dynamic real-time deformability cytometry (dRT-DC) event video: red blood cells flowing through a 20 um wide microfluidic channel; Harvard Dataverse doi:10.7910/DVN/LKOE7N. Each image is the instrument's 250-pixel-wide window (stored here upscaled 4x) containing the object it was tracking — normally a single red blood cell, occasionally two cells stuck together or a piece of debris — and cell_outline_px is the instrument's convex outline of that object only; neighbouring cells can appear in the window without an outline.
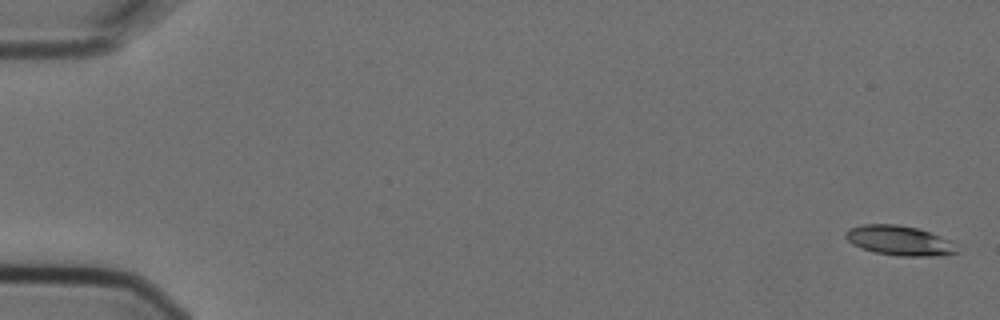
{"species": "Egyptian fruit bat (a non-hibernating species)", "species_latin": "Rousettus aegyptiacus", "temperature_condition": "cold", "stored_images_in_passage": 9, "camera_frame_rate_fps": 3000, "um_per_image_px": 0.085, "animal": {"sex": "female"}, "frame": {"image": 1, "passage_image": 1, "time_ms": 0.0, "image_size_px": [1000, 320], "cell_outline_px": [[964, 248], [960, 252], [944, 256], [900, 256], [876, 252], [860, 248], [852, 244], [844, 236], [844, 232], [848, 228], [864, 224], [896, 224], [916, 228], [928, 232], [948, 240]], "centroid_in_image_um": [76.49, 20.46], "position_along_channel_um": 8.5, "area_um2": 19.54}}
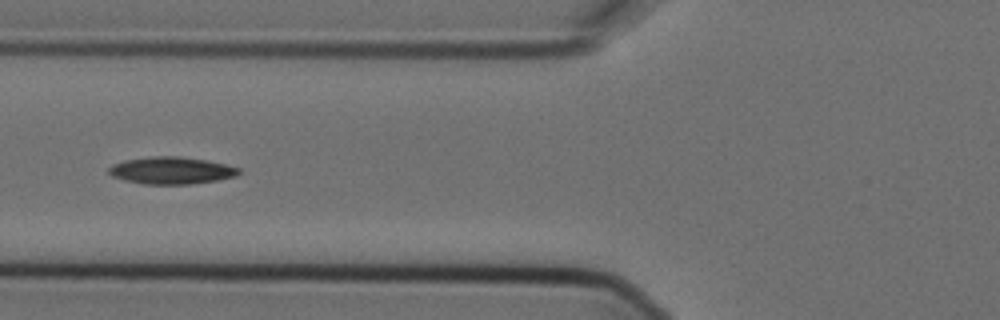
{"frame": {"image": 2, "passage_image": 7, "time_ms": 2.0, "image_size_px": [1000, 320], "cell_outline_px": [[240, 172], [236, 176], [216, 180], [192, 184], [144, 184], [124, 180], [112, 176], [108, 172], [108, 168], [112, 164], [124, 160], [152, 156], [180, 156], [204, 160], [224, 164], [240, 168]], "centroid_in_image_um": [14.53, 14.49], "position_along_channel_um": 111.3, "area_um2": 20.52}}
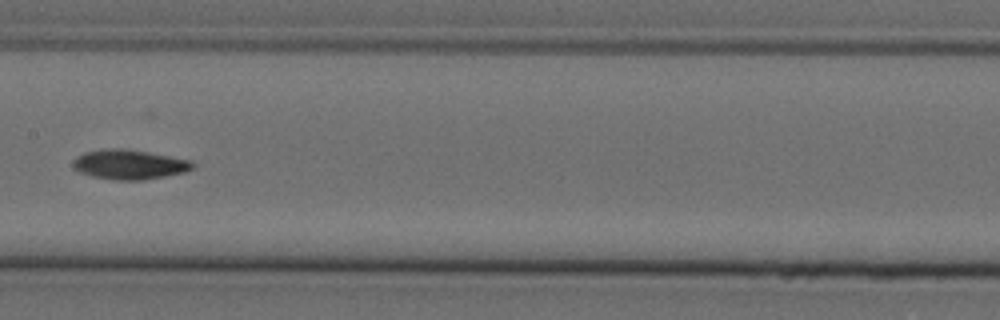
{"frame": {"image": 3, "passage_image": 9, "time_ms": 2.667, "image_size_px": [1000, 320], "cell_outline_px": [[196, 164], [192, 168], [184, 172], [144, 180], [112, 180], [92, 176], [80, 172], [72, 164], [72, 160], [76, 156], [84, 152], [104, 148], [128, 148], [192, 160]], "centroid_in_image_um": [10.99, 13.96], "position_along_channel_um": 196.4, "area_um2": 20.92}}